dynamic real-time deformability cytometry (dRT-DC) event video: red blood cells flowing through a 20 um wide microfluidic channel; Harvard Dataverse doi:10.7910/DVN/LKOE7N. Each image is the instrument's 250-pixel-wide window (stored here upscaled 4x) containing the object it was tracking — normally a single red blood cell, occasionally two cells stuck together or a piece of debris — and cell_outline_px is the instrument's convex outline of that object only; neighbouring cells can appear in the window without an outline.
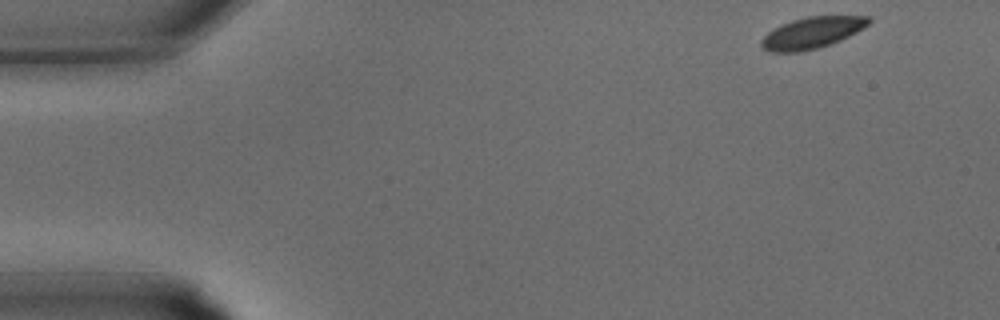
{"species": "common noctule bat (a hibernating species)", "species_latin": "Nyctalus noctula", "temperature_condition": "warm", "stored_images_in_passage": 31, "camera_frame_rate_fps": 3000, "um_per_image_px": 0.085, "animal": {"sex": "male", "body_mass_g": 15.6}, "frame": {"image": 1, "passage_image": 1, "time_ms": 0.0, "image_size_px": [1000, 320], "cell_outline_px": [[872, 20], [868, 24], [856, 32], [840, 40], [816, 48], [800, 52], [772, 52], [764, 48], [760, 44], [760, 40], [768, 32], [792, 20], [808, 16], [872, 16]], "centroid_in_image_um": [69.03, 2.78], "position_along_channel_um": 16.0, "area_um2": 19.31}}
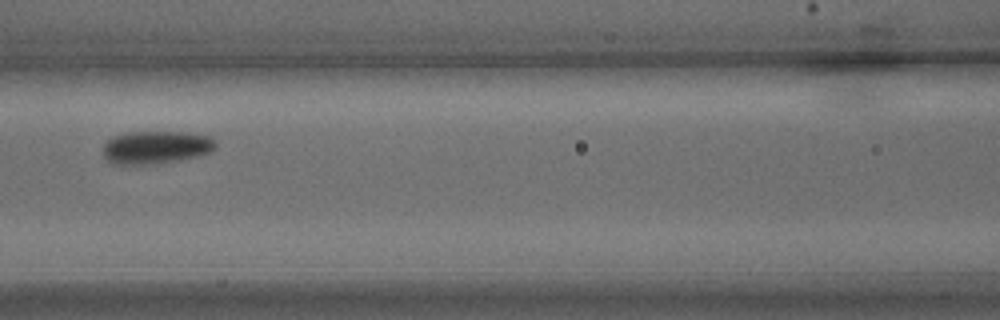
{"frame": {"image": 2, "passage_image": 13, "time_ms": 4.0, "image_size_px": [1000, 320], "cell_outline_px": [[216, 148], [212, 152], [180, 160], [152, 164], [112, 164], [104, 156], [104, 144], [112, 136], [124, 132], [184, 132], [212, 136], [216, 140]], "centroid_in_image_um": [13.29, 12.51], "position_along_channel_um": 153.3, "area_um2": 21.79}}
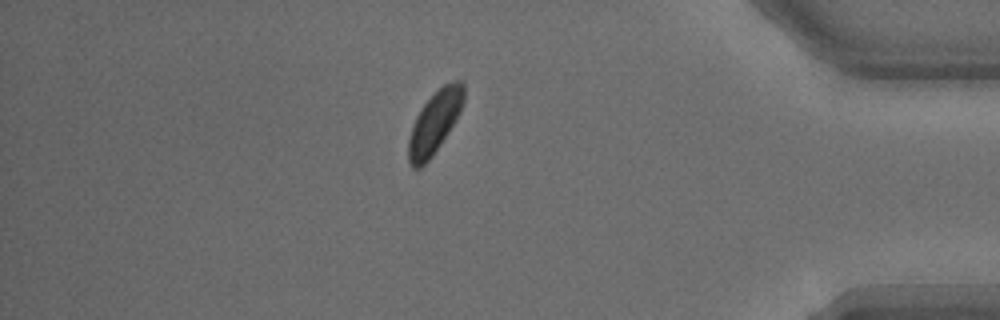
{"frame": {"image": 3, "passage_image": 27, "time_ms": 8.667, "image_size_px": [1000, 320], "cell_outline_px": [[464, 100], [460, 112], [448, 132], [432, 156], [420, 168], [412, 168], [408, 160], [408, 140], [412, 124], [420, 108], [444, 84], [452, 80], [460, 80], [464, 84]], "centroid_in_image_um": [36.93, 10.4], "position_along_channel_um": 398.3, "area_um2": 19.88}}